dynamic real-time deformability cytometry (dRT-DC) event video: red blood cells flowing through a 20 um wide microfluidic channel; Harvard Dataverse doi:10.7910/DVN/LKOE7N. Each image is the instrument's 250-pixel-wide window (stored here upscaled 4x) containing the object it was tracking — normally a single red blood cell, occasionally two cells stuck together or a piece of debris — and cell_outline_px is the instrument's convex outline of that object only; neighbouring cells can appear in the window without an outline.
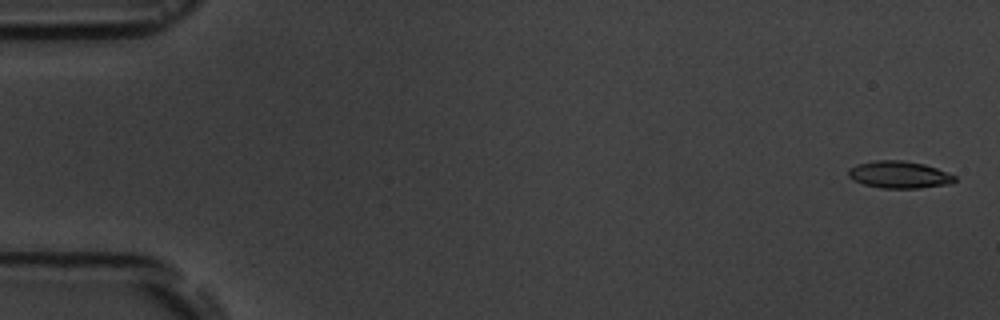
{"species": "common noctule bat (a hibernating species)", "species_latin": "Nyctalus noctula", "temperature_condition": "room temperature", "stored_images_in_passage": 13, "camera_frame_rate_fps": 3000, "um_per_image_px": 0.085, "animal": {"sex": "male", "body_mass_g": 19.5, "forearm_length_mm": 54.6}, "frame": {"image": 1, "passage_image": 1, "time_ms": 0.0, "image_size_px": [1000, 320], "cell_outline_px": [[956, 180], [952, 184], [920, 188], [880, 188], [864, 184], [852, 180], [848, 176], [848, 168], [856, 164], [876, 160], [904, 160], [924, 164], [936, 168], [956, 176]], "centroid_in_image_um": [76.42, 14.85], "position_along_channel_um": 8.6, "area_um2": 16.99}}
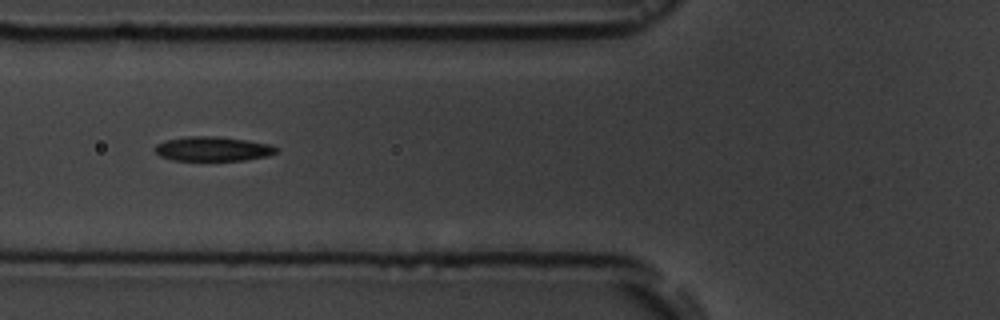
{"frame": {"image": 2, "passage_image": 6, "time_ms": 6.667, "image_size_px": [1000, 320], "cell_outline_px": [[280, 148], [276, 152], [268, 156], [244, 160], [172, 160], [160, 156], [152, 148], [156, 144], [164, 140], [184, 136], [216, 136], [248, 140], [272, 144]], "centroid_in_image_um": [18.08, 12.64], "position_along_channel_um": 107.7, "area_um2": 17.57}}
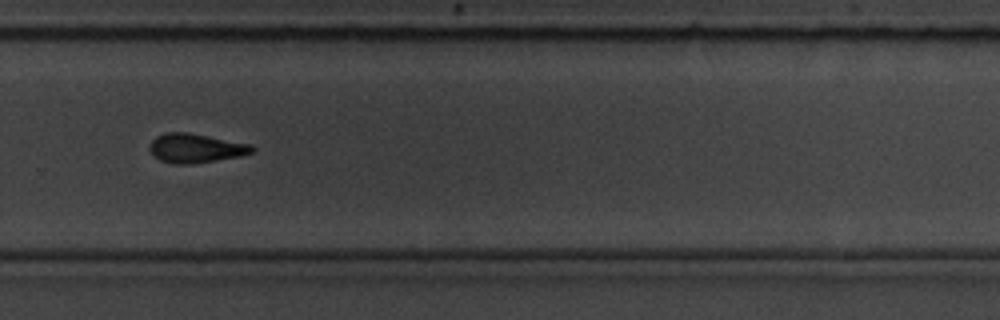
{"frame": {"image": 3, "passage_image": 11, "time_ms": 12.333, "image_size_px": [1000, 320], "cell_outline_px": [[256, 148], [252, 152], [240, 156], [192, 164], [172, 164], [160, 160], [148, 148], [152, 140], [156, 136], [164, 132], [188, 132], [252, 144]], "centroid_in_image_um": [16.63, 12.59], "position_along_channel_um": 313.2, "area_um2": 17.46}, "authors_computed_cell_mechanics": {"area_um2": 17.2822, "velocity_mm_per_s": 3.6345, "shape_relaxation_time_tau1_ms": 3.0236, "shape_relaxation_time_tau2_ms": 4.5699, "deformation_change_tau1": 0.1226, "deformation_change_tau2": 0.0913}}